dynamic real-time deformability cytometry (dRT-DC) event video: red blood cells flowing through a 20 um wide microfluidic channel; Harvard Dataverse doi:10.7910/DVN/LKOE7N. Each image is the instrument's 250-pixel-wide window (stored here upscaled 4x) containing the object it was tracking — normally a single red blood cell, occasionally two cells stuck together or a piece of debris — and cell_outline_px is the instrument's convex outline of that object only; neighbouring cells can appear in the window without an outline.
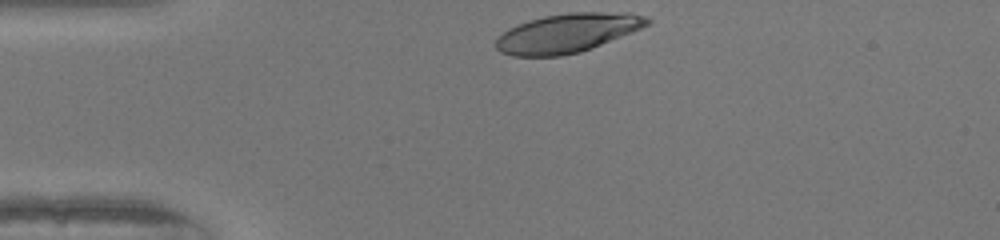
{"species": "human", "species_latin": "Homo sapiens", "temperature_condition": "warm", "stored_images_in_passage": 30, "camera_frame_rate_fps": 3000, "um_per_image_px": 0.085, "donor": {"sex": "female"}, "frame": {"image": 1, "passage_image": 1, "time_ms": 0.0, "image_size_px": [1000, 240], "cell_outline_px": [[652, 20], [648, 24], [632, 32], [592, 48], [580, 52], [560, 56], [512, 56], [500, 52], [496, 48], [496, 40], [508, 28], [528, 20], [544, 16], [568, 12], [628, 12], [644, 16]], "centroid_in_image_um": [48.22, 2.8], "position_along_channel_um": 36.8, "area_um2": 34.33}}
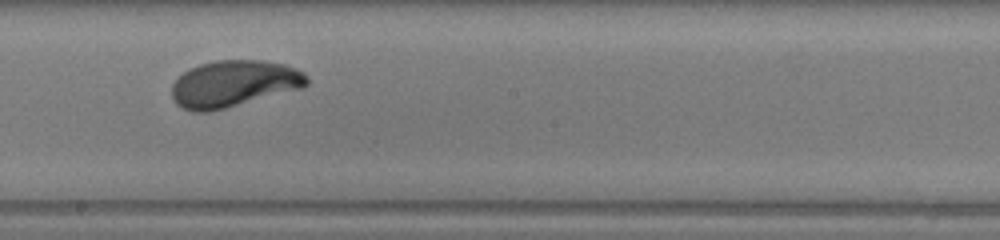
{"frame": {"image": 2, "passage_image": 18, "time_ms": 5.667, "image_size_px": [1000, 240], "cell_outline_px": [[308, 84], [304, 88], [208, 112], [192, 112], [176, 104], [172, 96], [172, 84], [184, 72], [200, 64], [216, 60], [260, 60], [288, 64], [304, 72], [308, 76]], "centroid_in_image_um": [19.91, 7.11], "position_along_channel_um": 228.3, "area_um2": 36.76}}
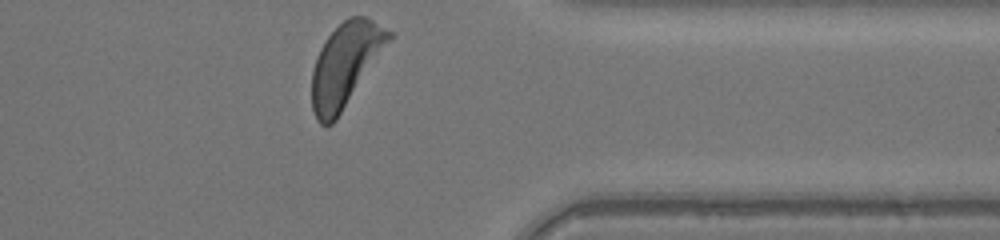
{"frame": {"image": 3, "passage_image": 30, "time_ms": 9.667, "image_size_px": [1000, 240], "cell_outline_px": [[396, 36], [336, 120], [332, 124], [320, 124], [316, 120], [312, 112], [312, 68], [316, 56], [320, 48], [328, 36], [348, 16], [364, 16], [396, 32]], "centroid_in_image_um": [29.42, 5.48], "position_along_channel_um": 382.0, "area_um2": 38.09}, "authors_computed_cell_mechanics": {"area_um2": 36.6163, "velocity_mm_per_s": 4.1035, "shape_relaxation_time_tau1_ms": 2.724, "shape_relaxation_time_tau2_ms": null, "deformation_change_tau1": 0.2048, "deformation_change_tau2": null}}